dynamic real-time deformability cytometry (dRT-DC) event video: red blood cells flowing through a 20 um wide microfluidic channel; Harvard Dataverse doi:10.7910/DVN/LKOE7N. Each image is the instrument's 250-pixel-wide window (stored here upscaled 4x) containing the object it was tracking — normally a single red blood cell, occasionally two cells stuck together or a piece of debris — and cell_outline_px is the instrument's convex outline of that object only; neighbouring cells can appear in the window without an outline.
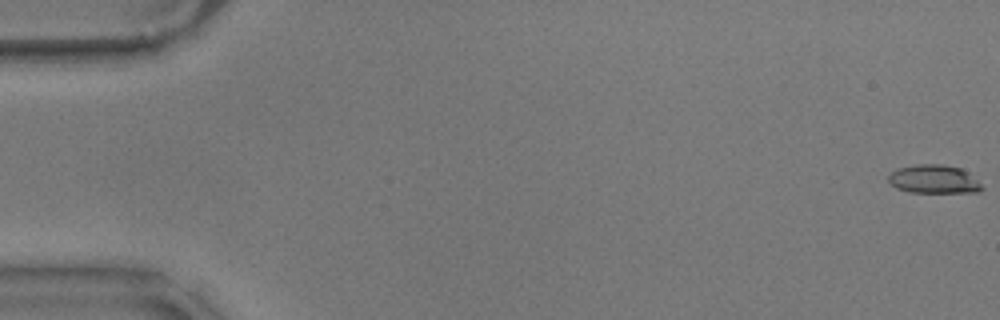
{"species": "common noctule bat (a hibernating species)", "species_latin": "Nyctalus noctula", "temperature_condition": "warm", "stored_images_in_passage": 58, "camera_frame_rate_fps": 3000, "um_per_image_px": 0.085, "animal": {"sex": "male", "body_mass_g": 17.9}, "frame": {"image": 1, "passage_image": 1, "time_ms": 0.0, "image_size_px": [1000, 320], "cell_outline_px": [[984, 188], [980, 192], [908, 192], [896, 188], [888, 180], [888, 176], [892, 172], [900, 168], [916, 164], [944, 164], [960, 168], [968, 172]], "centroid_in_image_um": [79.38, 15.23], "position_along_channel_um": 5.6, "area_um2": 15.43}}
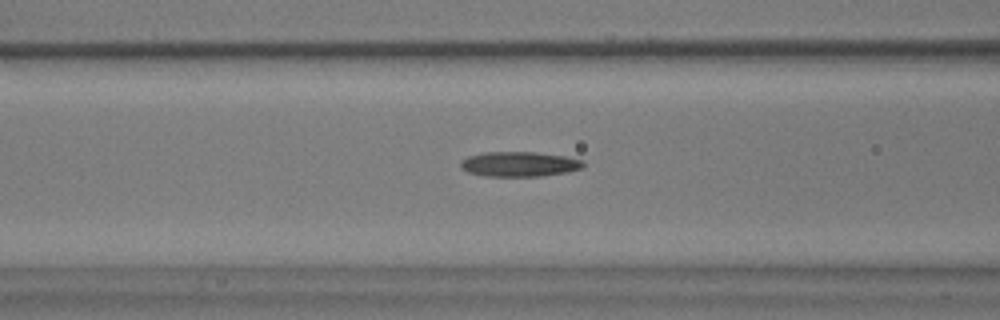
{"frame": {"image": 2, "passage_image": 24, "time_ms": 7.667, "image_size_px": [1000, 320], "cell_outline_px": [[584, 168], [568, 172], [540, 176], [484, 176], [468, 172], [460, 168], [460, 160], [468, 156], [484, 152], [536, 152], [564, 156], [584, 160]], "centroid_in_image_um": [44.14, 13.95], "position_along_channel_um": 122.5, "area_um2": 17.98}}
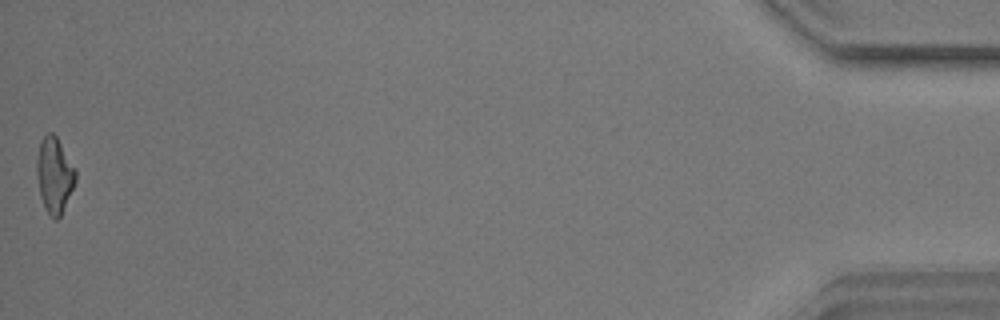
{"frame": {"image": 3, "passage_image": 58, "time_ms": 19.0, "image_size_px": [1000, 320], "cell_outline_px": [[76, 180], [60, 216], [56, 220], [48, 212], [40, 196], [36, 176], [36, 160], [40, 140], [48, 132], [52, 132], [56, 136], [76, 168]], "centroid_in_image_um": [4.61, 14.83], "position_along_channel_um": 430.6, "area_um2": 16.99}, "authors_computed_cell_mechanics": {"area_um2": 17.1088, "velocity_mm_per_s": 3.552, "shape_relaxation_time_tau1_ms": null, "shape_relaxation_time_tau2_ms": 4.3395, "deformation_change_tau1": null, "deformation_change_tau2": 0.1479}}